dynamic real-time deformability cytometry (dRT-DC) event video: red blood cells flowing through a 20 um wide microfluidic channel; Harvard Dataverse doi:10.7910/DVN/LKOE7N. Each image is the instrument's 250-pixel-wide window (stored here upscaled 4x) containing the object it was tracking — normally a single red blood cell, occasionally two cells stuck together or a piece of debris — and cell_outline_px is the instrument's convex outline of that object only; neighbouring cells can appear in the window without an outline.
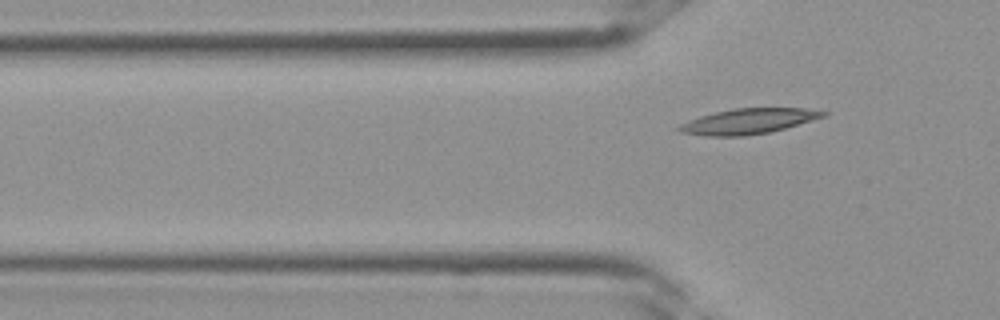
{"species": "Egyptian fruit bat (a non-hibernating species)", "species_latin": "Rousettus aegyptiacus", "temperature_condition": "room temperature", "stored_images_in_passage": 4, "camera_frame_rate_fps": 3000, "um_per_image_px": 0.085, "frame": {"image": 1, "passage_image": 4, "time_ms": 1.0, "image_size_px": [1000, 320], "cell_outline_px": [[828, 116], [784, 128], [768, 132], [744, 136], [704, 136], [680, 132], [676, 128], [680, 124], [688, 120], [700, 116], [716, 112], [736, 108], [804, 108], [828, 112]], "centroid_in_image_um": [63.6, 10.31], "position_along_channel_um": 62.2, "area_um2": 21.21}}